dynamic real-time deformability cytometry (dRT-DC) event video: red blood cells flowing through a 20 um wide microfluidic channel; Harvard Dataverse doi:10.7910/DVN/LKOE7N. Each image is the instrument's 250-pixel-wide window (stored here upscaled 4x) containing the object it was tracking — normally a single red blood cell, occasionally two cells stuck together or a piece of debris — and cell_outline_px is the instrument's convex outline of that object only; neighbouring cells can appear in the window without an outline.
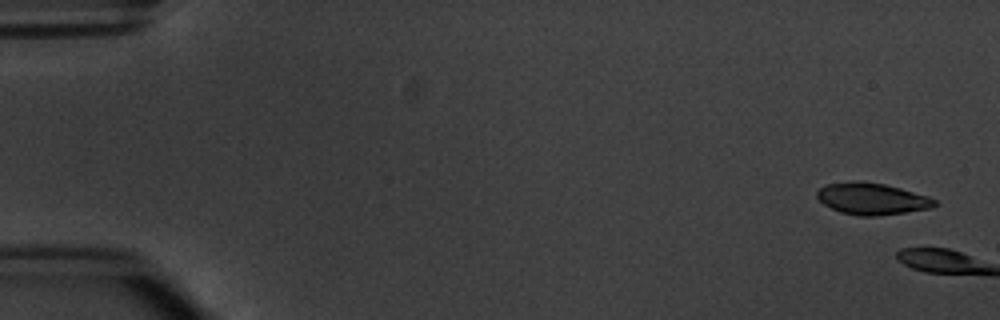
{"species": "common noctule bat (a hibernating species)", "species_latin": "Nyctalus noctula", "temperature_condition": "warm", "stored_images_in_passage": 5, "camera_frame_rate_fps": 3000, "um_per_image_px": 0.085, "animal": {"sex": "male", "body_mass_g": 20.1, "forearm_length_mm": 53.5}, "frame": {"image": 1, "passage_image": 1, "time_ms": 0.0, "image_size_px": [1000, 320], "cell_outline_px": [[940, 204], [932, 208], [876, 216], [860, 216], [840, 212], [824, 204], [816, 196], [816, 192], [820, 188], [828, 184], [860, 180], [884, 184], [900, 188], [928, 196], [936, 200]], "centroid_in_image_um": [74.14, 16.89], "position_along_channel_um": 10.9, "area_um2": 21.68}}